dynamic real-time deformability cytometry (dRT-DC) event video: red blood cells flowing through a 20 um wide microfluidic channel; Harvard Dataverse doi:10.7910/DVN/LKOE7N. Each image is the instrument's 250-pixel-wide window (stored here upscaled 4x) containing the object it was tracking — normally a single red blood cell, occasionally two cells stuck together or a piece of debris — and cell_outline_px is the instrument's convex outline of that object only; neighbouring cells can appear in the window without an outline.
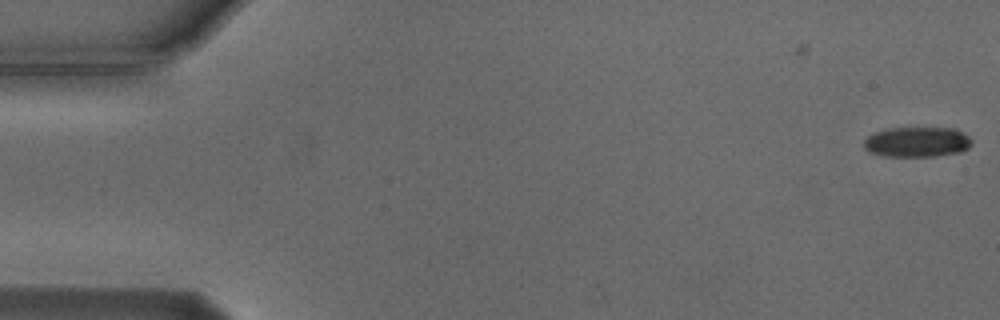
{"species": "Egyptian fruit bat (a non-hibernating species)", "species_latin": "Rousettus aegyptiacus", "temperature_condition": "cold", "stored_images_in_passage": 2, "camera_frame_rate_fps": 3000, "um_per_image_px": 0.085, "animal": {"sex": "male"}, "frame": {"image": 1, "passage_image": 2, "time_ms": 0.333, "image_size_px": [1000, 320], "cell_outline_px": [[972, 144], [968, 148], [960, 152], [932, 156], [884, 156], [872, 152], [864, 148], [864, 140], [868, 136], [876, 132], [888, 128], [952, 128], [968, 136], [972, 140]], "centroid_in_image_um": [77.95, 12.07], "position_along_channel_um": 7.0, "area_um2": 18.73}}